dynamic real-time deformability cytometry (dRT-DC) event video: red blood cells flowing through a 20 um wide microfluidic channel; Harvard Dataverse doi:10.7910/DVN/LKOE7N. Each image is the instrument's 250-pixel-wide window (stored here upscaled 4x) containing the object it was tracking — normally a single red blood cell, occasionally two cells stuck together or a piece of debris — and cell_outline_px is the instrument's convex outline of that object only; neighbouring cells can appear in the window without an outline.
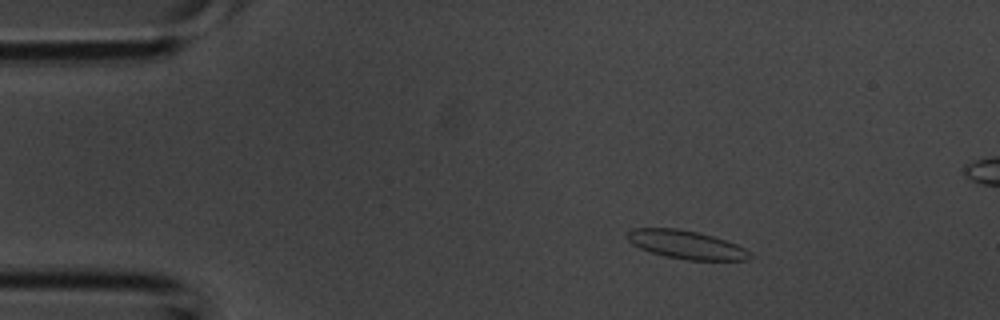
{"species": "common noctule bat (a hibernating species)", "species_latin": "Nyctalus noctula", "temperature_condition": "room temperature", "stored_images_in_passage": 3, "camera_frame_rate_fps": 3000, "um_per_image_px": 0.085, "animal": {"sex": "male", "body_mass_g": 20.1, "forearm_length_mm": 53.5}, "frame": {"image": 1, "passage_image": 1, "time_ms": 0.0, "image_size_px": [1000, 320], "cell_outline_px": [[752, 256], [748, 260], [688, 260], [664, 256], [640, 248], [632, 244], [628, 240], [628, 232], [632, 228], [680, 228], [700, 232], [736, 244], [752, 252]], "centroid_in_image_um": [58.35, 20.79], "position_along_channel_um": 26.7, "area_um2": 20.29}}